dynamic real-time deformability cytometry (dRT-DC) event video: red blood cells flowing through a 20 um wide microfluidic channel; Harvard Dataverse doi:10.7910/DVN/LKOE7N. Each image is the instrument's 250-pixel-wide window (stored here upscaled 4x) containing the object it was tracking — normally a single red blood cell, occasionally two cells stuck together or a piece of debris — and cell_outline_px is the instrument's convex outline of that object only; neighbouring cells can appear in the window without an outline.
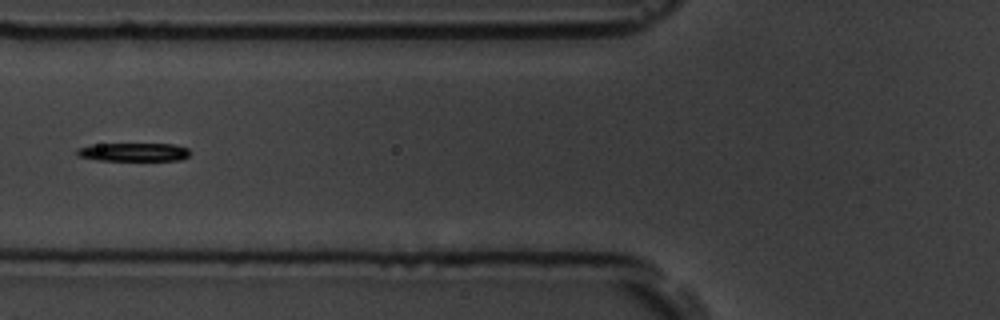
{"species": "common noctule bat (a hibernating species)", "species_latin": "Nyctalus noctula", "temperature_condition": "room temperature", "stored_images_in_passage": 7, "camera_frame_rate_fps": 3000, "um_per_image_px": 0.085, "animal": {"sex": "male", "body_mass_g": 19.5, "forearm_length_mm": 54.6}, "frame": {"image": 1, "passage_image": 7, "time_ms": 6.667, "image_size_px": [1000, 320], "cell_outline_px": [[188, 156], [180, 160], [100, 160], [76, 156], [76, 148], [92, 144], [172, 144], [188, 148]], "centroid_in_image_um": [11.29, 12.92], "position_along_channel_um": 114.5, "area_um2": 12.02}}